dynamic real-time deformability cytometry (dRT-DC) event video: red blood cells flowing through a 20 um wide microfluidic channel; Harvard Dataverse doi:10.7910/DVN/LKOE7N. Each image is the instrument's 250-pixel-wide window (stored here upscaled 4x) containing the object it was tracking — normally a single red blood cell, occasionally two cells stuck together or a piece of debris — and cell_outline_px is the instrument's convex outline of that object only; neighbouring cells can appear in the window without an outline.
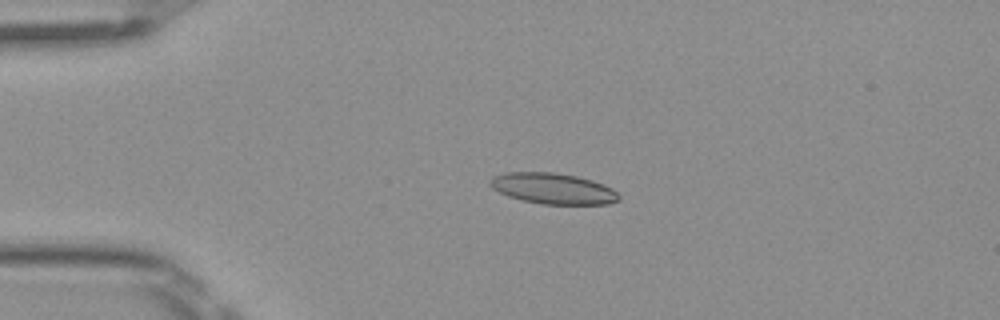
{"species": "Egyptian fruit bat (a non-hibernating species)", "species_latin": "Rousettus aegyptiacus", "temperature_condition": "room temperature", "stored_images_in_passage": 49, "camera_frame_rate_fps": 3000, "um_per_image_px": 0.085, "frame": {"image": 1, "passage_image": 10, "time_ms": 3.0, "image_size_px": [1000, 320], "cell_outline_px": [[620, 200], [608, 204], [544, 204], [524, 200], [508, 196], [492, 188], [488, 184], [488, 180], [492, 176], [504, 172], [552, 172], [576, 176], [592, 180], [612, 188], [620, 196]], "centroid_in_image_um": [46.98, 16.02], "position_along_channel_um": 38.0, "area_um2": 23.18}}
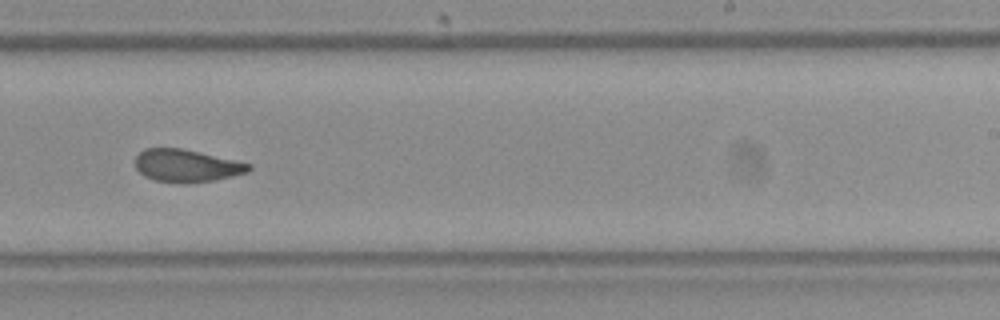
{"frame": {"image": 2, "passage_image": 30, "time_ms": 9.667, "image_size_px": [1000, 320], "cell_outline_px": [[252, 168], [248, 172], [232, 176], [212, 180], [156, 180], [144, 176], [136, 168], [136, 156], [144, 148], [180, 148], [200, 152], [236, 160], [252, 164]], "centroid_in_image_um": [15.88, 14.03], "position_along_channel_um": 273.1, "area_um2": 20.69}}
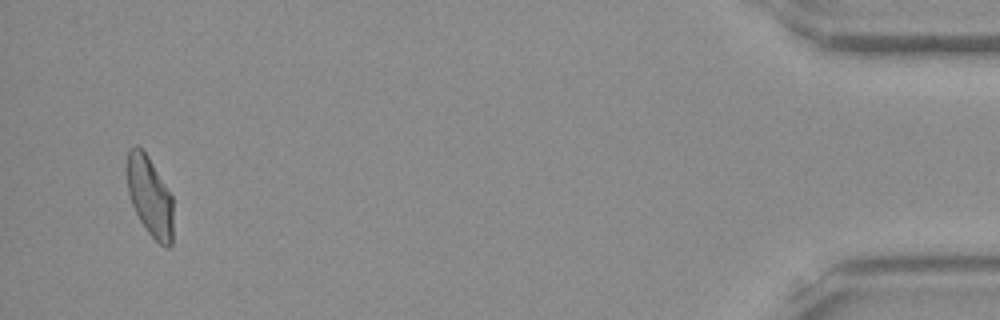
{"frame": {"image": 3, "passage_image": 47, "time_ms": 15.333, "image_size_px": [1000, 320], "cell_outline_px": [[172, 244], [168, 248], [160, 244], [148, 232], [140, 220], [132, 204], [128, 192], [128, 148], [136, 144], [148, 156], [172, 196]], "centroid_in_image_um": [12.74, 16.7], "position_along_channel_um": 422.5, "area_um2": 21.04}, "authors_computed_cell_mechanics": {"area_um2": 22.253, "velocity_mm_per_s": 4.0398, "shape_relaxation_time_tau1_ms": null, "shape_relaxation_time_tau2_ms": 1.7911, "deformation_change_tau1": null, "deformation_change_tau2": 0.0831}}